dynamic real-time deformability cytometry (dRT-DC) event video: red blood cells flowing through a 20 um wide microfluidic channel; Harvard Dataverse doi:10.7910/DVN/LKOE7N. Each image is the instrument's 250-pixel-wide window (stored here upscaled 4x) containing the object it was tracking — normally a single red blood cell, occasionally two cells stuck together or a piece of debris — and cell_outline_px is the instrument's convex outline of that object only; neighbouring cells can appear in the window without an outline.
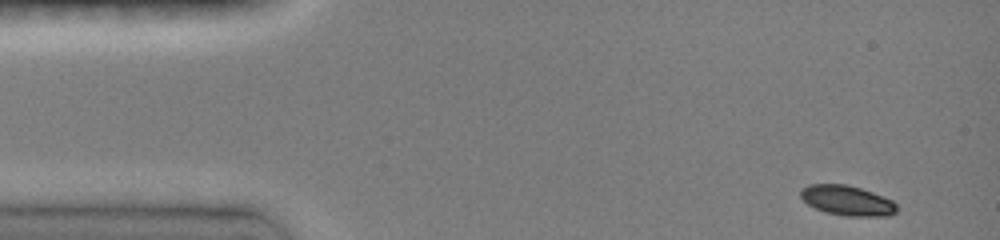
{"species": "common noctule bat (a hibernating species)", "species_latin": "Nyctalus noctula", "temperature_condition": "room temperature", "stored_images_in_passage": 33, "camera_frame_rate_fps": 3000, "um_per_image_px": 0.085, "animal": {"sex": "female", "body_mass_g": 19.0, "forearm_length_mm": 51.5}, "frame": {"image": 1, "passage_image": 1, "time_ms": 0.0, "image_size_px": [1000, 240], "cell_outline_px": [[896, 212], [888, 216], [848, 216], [824, 212], [808, 204], [800, 196], [800, 188], [808, 184], [844, 184], [860, 188], [872, 192], [892, 200], [896, 204]], "centroid_in_image_um": [71.99, 17.04], "position_along_channel_um": 13.0, "area_um2": 16.76}}
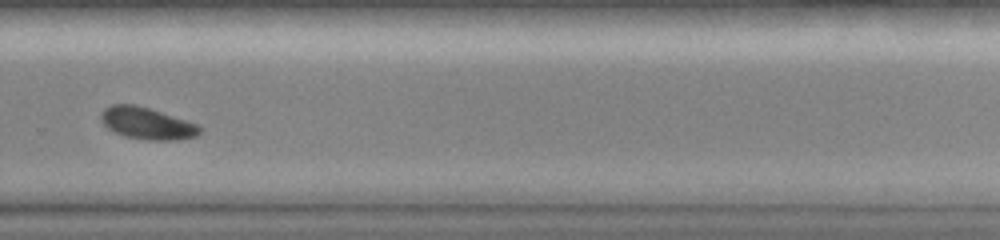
{"frame": {"image": 2, "passage_image": 24, "time_ms": 10.0, "image_size_px": [1000, 240], "cell_outline_px": [[204, 128], [196, 136], [176, 140], [144, 140], [124, 136], [112, 132], [104, 124], [100, 116], [100, 112], [104, 108], [112, 104], [136, 104], [196, 124]], "centroid_in_image_um": [12.45, 10.49], "position_along_channel_um": 317.3, "area_um2": 18.32}}
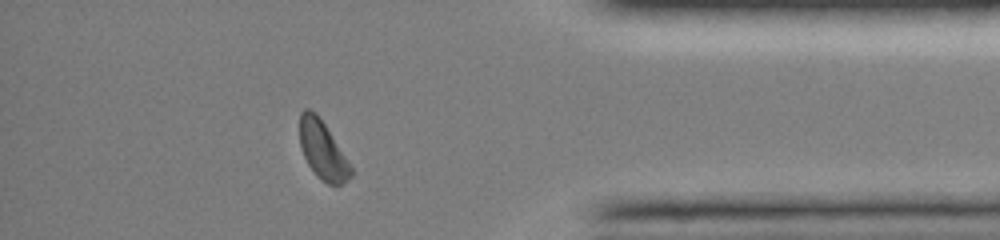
{"frame": {"image": 3, "passage_image": 30, "time_ms": 12.667, "image_size_px": [1000, 240], "cell_outline_px": [[352, 176], [348, 180], [340, 184], [328, 184], [320, 180], [316, 176], [308, 164], [300, 148], [300, 112], [304, 108], [308, 108], [316, 112], [324, 124], [352, 168]], "centroid_in_image_um": [27.39, 12.76], "position_along_channel_um": 407.8, "area_um2": 17.11}, "authors_computed_cell_mechanics": {"area_um2": 18.3226, "velocity_mm_per_s": 4.0125, "shape_relaxation_time_tau1_ms": 2.1218, "shape_relaxation_time_tau2_ms": null, "deformation_change_tau1": 0.0986, "deformation_change_tau2": null}}